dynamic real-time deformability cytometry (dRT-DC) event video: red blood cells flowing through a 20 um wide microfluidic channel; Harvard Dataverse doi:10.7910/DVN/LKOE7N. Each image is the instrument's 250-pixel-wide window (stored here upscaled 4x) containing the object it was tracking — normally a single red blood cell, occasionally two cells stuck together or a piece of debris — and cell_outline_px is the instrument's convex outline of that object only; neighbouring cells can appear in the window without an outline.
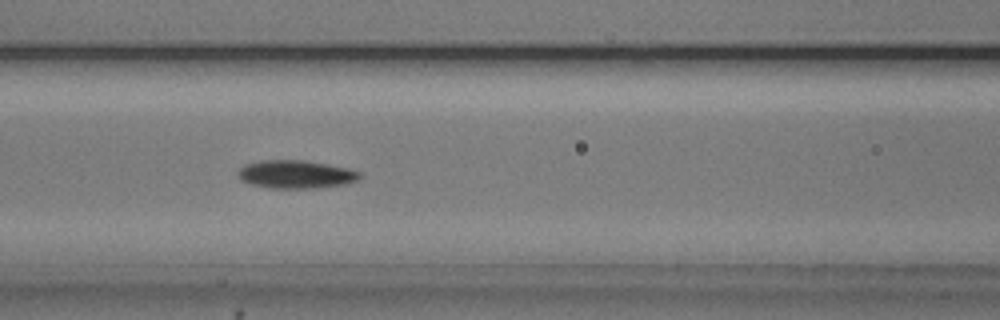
{"species": "common noctule bat (a hibernating species)", "species_latin": "Nyctalus noctula", "temperature_condition": "cold", "stored_images_in_passage": 52, "camera_frame_rate_fps": 3000, "um_per_image_px": 0.085, "animal": {"sex": "male", "body_mass_g": 20.5, "forearm_length_mm": 52.5}, "frame": {"image": 1, "passage_image": 21, "time_ms": 6.667, "image_size_px": [1000, 320], "cell_outline_px": [[360, 176], [356, 180], [344, 184], [316, 188], [272, 188], [252, 184], [240, 180], [240, 168], [244, 164], [260, 160], [304, 160], [348, 168], [360, 172]], "centroid_in_image_um": [25.14, 14.81], "position_along_channel_um": 141.5, "area_um2": 19.71}}
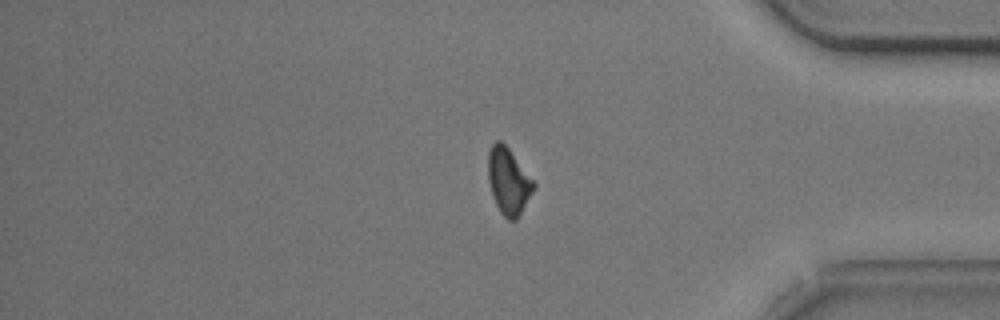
{"frame": {"image": 2, "passage_image": 43, "time_ms": 14.0, "image_size_px": [1000, 320], "cell_outline_px": [[536, 184], [532, 192], [516, 220], [508, 220], [500, 212], [492, 196], [488, 180], [488, 152], [492, 144], [496, 140], [500, 140], [508, 148]], "centroid_in_image_um": [43.19, 15.39], "position_along_channel_um": 392.0, "area_um2": 17.34}}
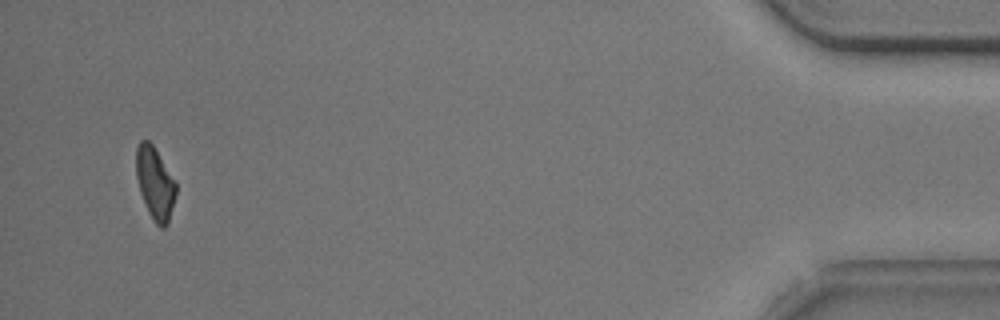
{"frame": {"image": 3, "passage_image": 50, "time_ms": 16.333, "image_size_px": [1000, 320], "cell_outline_px": [[176, 192], [168, 224], [164, 228], [160, 228], [156, 224], [148, 212], [140, 192], [136, 176], [136, 148], [140, 140], [148, 140], [152, 144], [176, 180]], "centroid_in_image_um": [13.18, 15.57], "position_along_channel_um": 422.0, "area_um2": 16.82}, "authors_computed_cell_mechanics": {"area_um2": 18.4093, "velocity_mm_per_s": 3.725, "shape_relaxation_time_tau1_ms": 2.0769, "shape_relaxation_time_tau2_ms": null, "deformation_change_tau1": 0.109, "deformation_change_tau2": null}}